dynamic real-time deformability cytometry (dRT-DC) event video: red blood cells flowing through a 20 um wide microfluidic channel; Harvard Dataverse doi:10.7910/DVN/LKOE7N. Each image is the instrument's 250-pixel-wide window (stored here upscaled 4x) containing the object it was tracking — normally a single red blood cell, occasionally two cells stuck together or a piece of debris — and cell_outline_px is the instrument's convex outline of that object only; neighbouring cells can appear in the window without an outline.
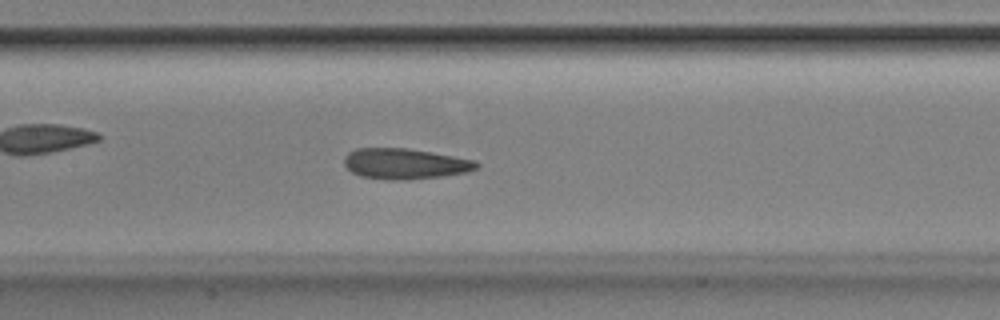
{"species": "Egyptian fruit bat (a non-hibernating species)", "species_latin": "Rousettus aegyptiacus", "temperature_condition": "room temperature", "stored_images_in_passage": 51, "camera_frame_rate_fps": 3000, "um_per_image_px": 0.085, "animal": {"sex": "male"}, "frame": {"image": 1, "passage_image": 24, "time_ms": 7.667, "image_size_px": [1000, 320], "cell_outline_px": [[480, 168], [468, 172], [444, 176], [396, 180], [388, 180], [360, 176], [352, 172], [344, 164], [344, 156], [348, 152], [356, 148], [408, 148], [432, 152], [476, 160], [480, 164]], "centroid_in_image_um": [34.45, 13.91], "position_along_channel_um": 172.9, "area_um2": 23.81}}
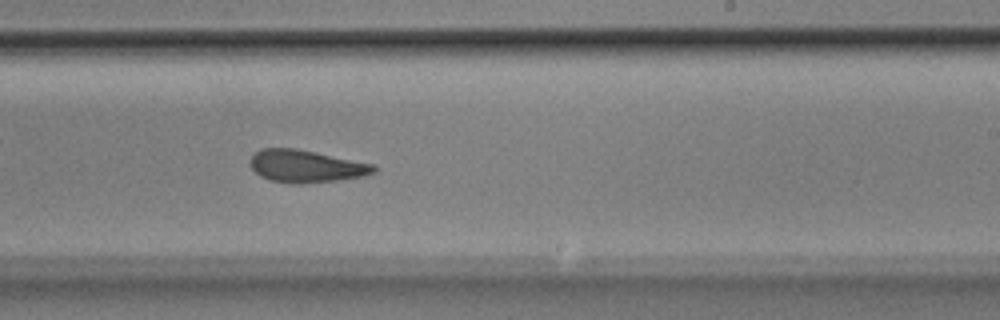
{"frame": {"image": 2, "passage_image": 31, "time_ms": 10.0, "image_size_px": [1000, 320], "cell_outline_px": [[376, 172], [364, 176], [336, 180], [300, 184], [296, 184], [272, 180], [260, 176], [252, 168], [252, 156], [260, 148], [296, 148], [376, 164]], "centroid_in_image_um": [26.06, 14.12], "position_along_channel_um": 262.9, "area_um2": 23.24}}
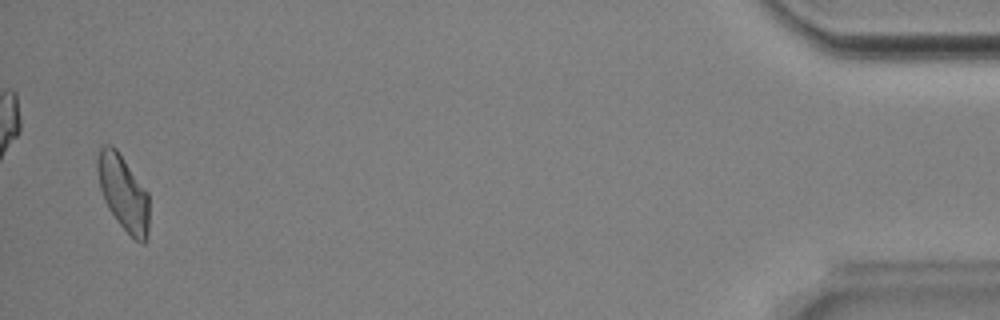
{"frame": {"image": 3, "passage_image": 50, "time_ms": 16.333, "image_size_px": [1000, 320], "cell_outline_px": [[148, 232], [144, 244], [136, 240], [116, 220], [108, 208], [104, 200], [100, 188], [96, 168], [96, 160], [100, 148], [104, 144], [112, 144], [116, 148], [148, 192]], "centroid_in_image_um": [10.46, 16.34], "position_along_channel_um": 424.7, "area_um2": 22.6}, "authors_computed_cell_mechanics": {"area_um2": 23.4668, "velocity_mm_per_s": 3.8783, "shape_relaxation_time_tau1_ms": null, "shape_relaxation_time_tau2_ms": 2.7874, "deformation_change_tau1": null, "deformation_change_tau2": 0.0888}}